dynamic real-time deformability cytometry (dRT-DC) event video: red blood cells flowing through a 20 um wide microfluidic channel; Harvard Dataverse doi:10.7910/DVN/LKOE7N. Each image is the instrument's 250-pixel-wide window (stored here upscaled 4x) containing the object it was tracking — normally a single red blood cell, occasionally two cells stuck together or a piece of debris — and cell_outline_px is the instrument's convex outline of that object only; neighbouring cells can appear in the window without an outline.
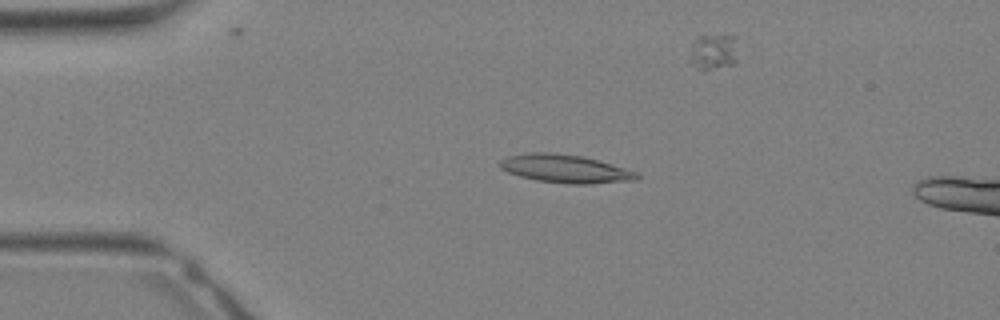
{"species": "Egyptian fruit bat (a non-hibernating species)", "species_latin": "Rousettus aegyptiacus", "temperature_condition": "warm", "stored_images_in_passage": 9, "camera_frame_rate_fps": 3000, "um_per_image_px": 0.085, "animal": {"sex": "female"}, "frame": {"image": 1, "passage_image": 6, "time_ms": 1.667, "image_size_px": [1000, 320], "cell_outline_px": [[640, 176], [636, 180], [592, 184], [568, 184], [536, 180], [520, 176], [508, 172], [500, 168], [500, 160], [508, 156], [532, 152], [552, 152], [584, 156], [640, 172]], "centroid_in_image_um": [48.09, 14.34], "position_along_channel_um": 36.9, "area_um2": 22.72}}